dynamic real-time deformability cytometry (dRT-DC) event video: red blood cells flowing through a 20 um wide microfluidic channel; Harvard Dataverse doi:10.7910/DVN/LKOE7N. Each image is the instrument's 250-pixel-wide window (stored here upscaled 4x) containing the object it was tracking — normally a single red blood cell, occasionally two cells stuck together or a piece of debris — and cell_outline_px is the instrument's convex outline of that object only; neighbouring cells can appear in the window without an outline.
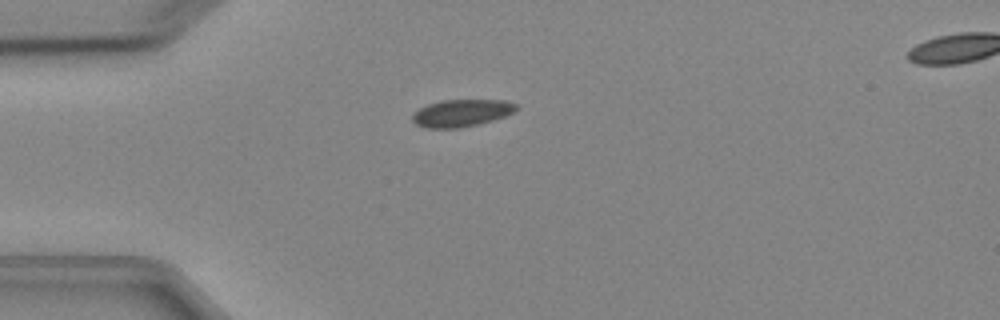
{"species": "Egyptian fruit bat (a non-hibernating species)", "species_latin": "Rousettus aegyptiacus", "temperature_condition": "cold", "stored_images_in_passage": 2, "camera_frame_rate_fps": 3000, "um_per_image_px": 0.085, "animal": {"sex": "female"}, "frame": {"image": 1, "passage_image": 1, "time_ms": 0.0, "image_size_px": [1000, 320], "cell_outline_px": [[520, 108], [504, 116], [492, 120], [476, 124], [456, 128], [424, 128], [416, 124], [412, 120], [412, 116], [420, 108], [428, 104], [440, 100], [504, 100], [516, 104]], "centroid_in_image_um": [39.22, 9.6], "position_along_channel_um": 45.8, "area_um2": 16.3}}